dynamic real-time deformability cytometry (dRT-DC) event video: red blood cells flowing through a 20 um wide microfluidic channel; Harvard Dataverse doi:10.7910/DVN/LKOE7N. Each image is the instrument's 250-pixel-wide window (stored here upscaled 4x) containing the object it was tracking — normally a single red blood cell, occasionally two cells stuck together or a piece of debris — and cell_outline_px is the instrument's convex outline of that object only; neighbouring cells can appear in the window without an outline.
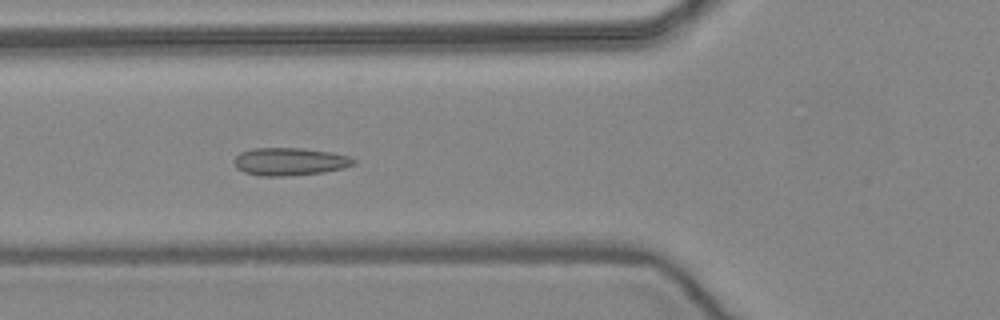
{"species": "common noctule bat (a hibernating species)", "species_latin": "Nyctalus noctula", "temperature_condition": "warm", "stored_images_in_passage": 52, "camera_frame_rate_fps": 3000, "um_per_image_px": 0.085, "animal": {"sex": "female", "body_mass_g": 24.6, "forearm_length_mm": 56.2}, "frame": {"image": 1, "passage_image": 19, "time_ms": 6.0, "image_size_px": [1000, 320], "cell_outline_px": [[356, 164], [344, 168], [324, 172], [284, 176], [260, 176], [244, 172], [236, 168], [232, 160], [240, 152], [252, 148], [300, 148], [332, 152], [352, 156], [356, 160]], "centroid_in_image_um": [24.64, 13.73], "position_along_channel_um": 101.2, "area_um2": 19.59}}
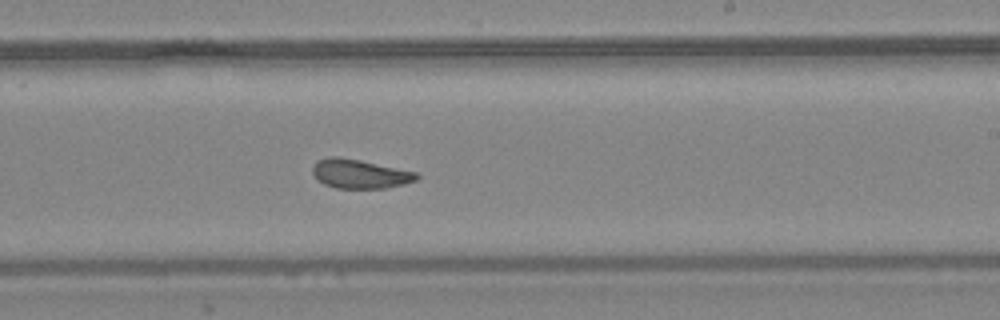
{"frame": {"image": 2, "passage_image": 31, "time_ms": 10.0, "image_size_px": [1000, 320], "cell_outline_px": [[420, 176], [416, 180], [404, 184], [384, 188], [336, 188], [324, 184], [312, 172], [312, 164], [316, 160], [328, 156], [336, 156], [360, 160], [416, 172]], "centroid_in_image_um": [30.55, 14.76], "position_along_channel_um": 258.4, "area_um2": 17.57}}
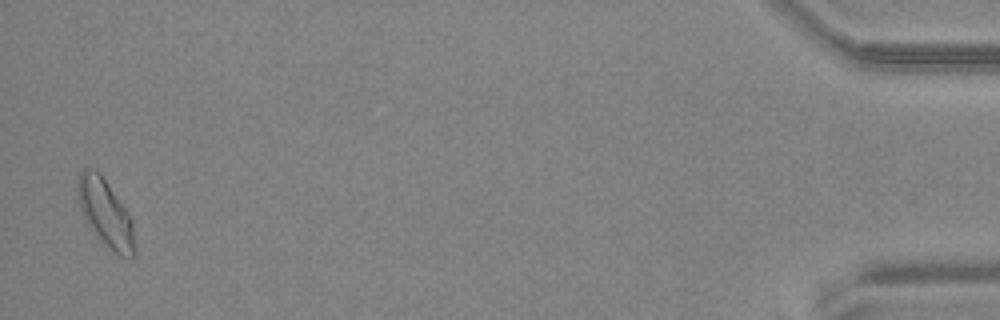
{"frame": {"image": 3, "passage_image": 51, "time_ms": 16.667, "image_size_px": [1000, 320], "cell_outline_px": [[136, 256], [132, 260], [120, 256], [112, 252], [96, 236], [84, 220], [80, 208], [76, 192], [76, 188], [80, 172], [84, 168], [92, 168], [100, 172], [132, 220], [136, 248]], "centroid_in_image_um": [8.97, 18.17], "position_along_channel_um": 426.2, "area_um2": 22.72}, "authors_computed_cell_mechanics": {"area_um2": 18.9295, "velocity_mm_per_s": 3.9369, "shape_relaxation_time_tau1_ms": 7.7129, "shape_relaxation_time_tau2_ms": 0.9095, "deformation_change_tau1": 0.1667, "deformation_change_tau2": 0.0751}}